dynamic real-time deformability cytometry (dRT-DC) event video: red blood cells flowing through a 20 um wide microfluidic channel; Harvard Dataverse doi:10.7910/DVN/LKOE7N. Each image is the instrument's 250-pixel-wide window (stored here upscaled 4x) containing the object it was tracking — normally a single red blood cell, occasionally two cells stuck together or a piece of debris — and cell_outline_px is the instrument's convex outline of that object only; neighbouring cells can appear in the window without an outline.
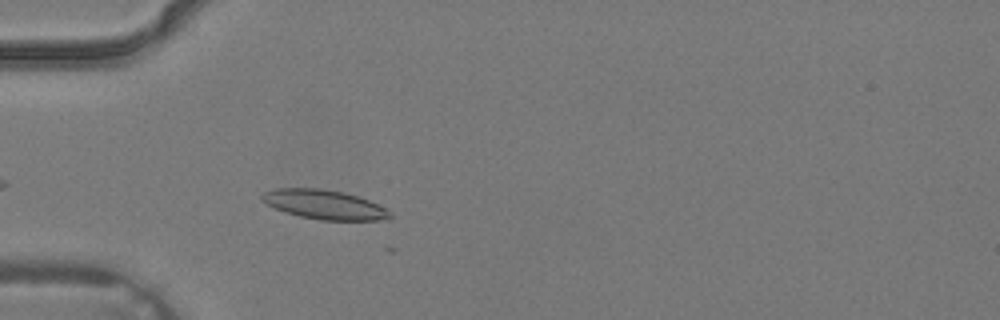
{"species": "common noctule bat (a hibernating species)", "species_latin": "Nyctalus noctula", "temperature_condition": "warm", "stored_images_in_passage": 3, "camera_frame_rate_fps": 3000, "um_per_image_px": 0.085, "animal": {"sex": "male", "body_mass_g": 19.2, "forearm_length_mm": 51.8}, "frame": {"image": 1, "passage_image": 3, "time_ms": 0.667, "image_size_px": [1000, 320], "cell_outline_px": [[392, 216], [388, 220], [320, 220], [300, 216], [284, 212], [260, 200], [260, 196], [264, 192], [276, 188], [320, 188], [340, 192], [356, 196], [368, 200], [392, 212]], "centroid_in_image_um": [27.55, 17.39], "position_along_channel_um": 57.4, "area_um2": 21.73}}